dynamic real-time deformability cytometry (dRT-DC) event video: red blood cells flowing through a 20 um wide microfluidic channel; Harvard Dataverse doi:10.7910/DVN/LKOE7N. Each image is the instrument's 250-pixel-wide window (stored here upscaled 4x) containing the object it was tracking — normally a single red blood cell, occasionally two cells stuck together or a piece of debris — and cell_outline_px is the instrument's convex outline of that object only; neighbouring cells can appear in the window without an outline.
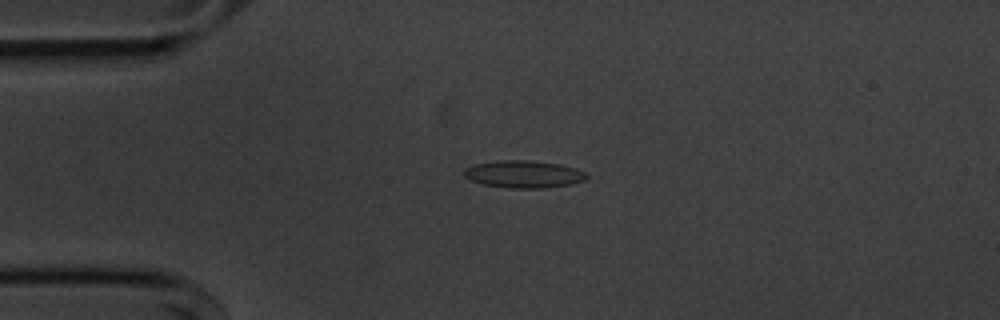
{"species": "common noctule bat (a hibernating species)", "species_latin": "Nyctalus noctula", "temperature_condition": "cold", "stored_images_in_passage": 54, "camera_frame_rate_fps": 3000, "um_per_image_px": 0.085, "animal": {"sex": "male", "body_mass_g": 20.1, "forearm_length_mm": 53.5}, "frame": {"image": 1, "passage_image": 12, "time_ms": 3.667, "image_size_px": [1000, 320], "cell_outline_px": [[588, 176], [584, 180], [572, 184], [544, 188], [508, 188], [484, 184], [472, 180], [464, 176], [464, 168], [476, 164], [500, 160], [528, 160], [560, 164], [576, 168], [584, 172]], "centroid_in_image_um": [44.53, 14.8], "position_along_channel_um": 40.5, "area_um2": 19.42}}
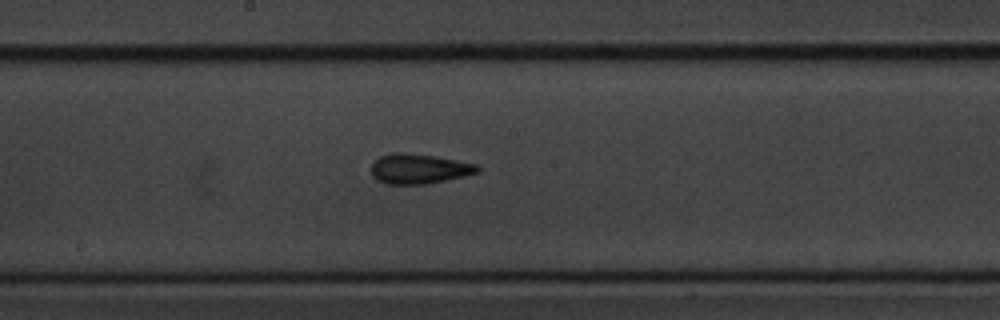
{"frame": {"image": 2, "passage_image": 28, "time_ms": 9.0, "image_size_px": [1000, 320], "cell_outline_px": [[480, 172], [464, 176], [424, 184], [388, 184], [372, 176], [372, 164], [380, 156], [392, 152], [400, 152], [432, 156], [456, 160], [476, 164], [480, 168]], "centroid_in_image_um": [35.62, 14.34], "position_along_channel_um": 212.6, "area_um2": 18.21}}
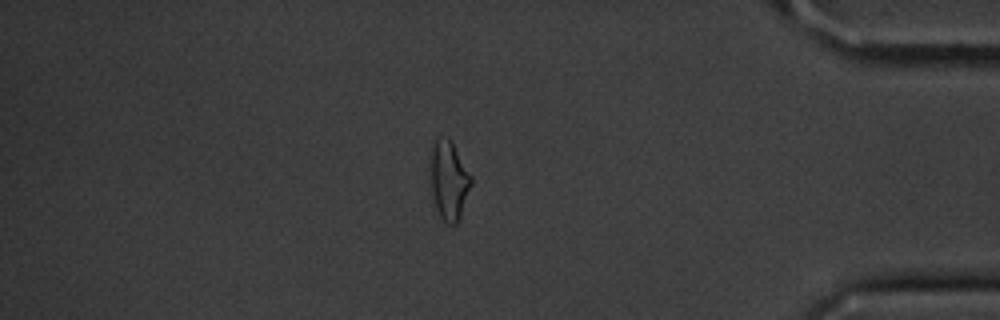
{"frame": {"image": 3, "passage_image": 46, "time_ms": 15.0, "image_size_px": [1000, 320], "cell_outline_px": [[472, 184], [460, 216], [456, 224], [448, 224], [440, 216], [436, 208], [432, 196], [428, 156], [428, 152], [432, 140], [436, 136], [448, 136], [472, 176]], "centroid_in_image_um": [38.1, 15.23], "position_along_channel_um": 397.1, "area_um2": 19.36}, "authors_computed_cell_mechanics": {"area_um2": 17.8891, "velocity_mm_per_s": 3.6465, "shape_relaxation_time_tau1_ms": 5.7696, "shape_relaxation_time_tau2_ms": 3.3942, "deformation_change_tau1": 0.1505, "deformation_change_tau2": 0.0994}}